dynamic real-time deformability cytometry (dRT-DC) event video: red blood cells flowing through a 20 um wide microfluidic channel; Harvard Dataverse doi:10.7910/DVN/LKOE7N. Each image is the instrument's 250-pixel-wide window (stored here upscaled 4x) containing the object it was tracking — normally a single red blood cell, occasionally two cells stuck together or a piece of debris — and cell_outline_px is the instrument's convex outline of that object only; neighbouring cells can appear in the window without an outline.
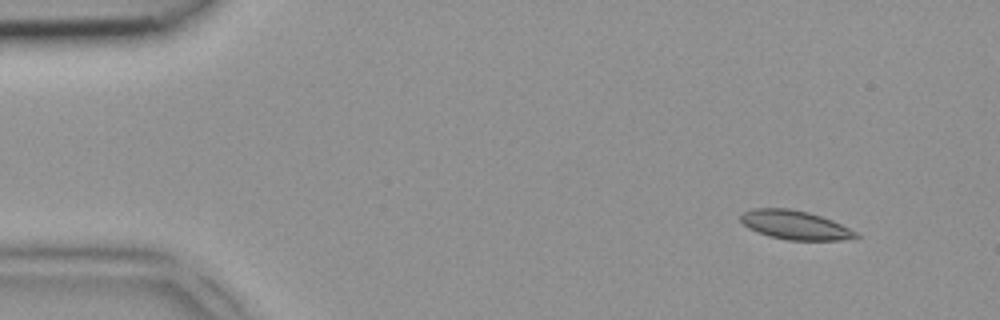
{"species": "common noctule bat (a hibernating species)", "species_latin": "Nyctalus noctula", "temperature_condition": "room temperature", "stored_images_in_passage": 4, "camera_frame_rate_fps": 3000, "um_per_image_px": 0.085, "animal": {"sex": "female", "body_mass_g": 18.4}, "frame": {"image": 1, "passage_image": 1, "time_ms": 0.0, "image_size_px": [1000, 320], "cell_outline_px": [[860, 236], [840, 240], [788, 240], [768, 236], [748, 228], [740, 220], [740, 216], [744, 212], [752, 208], [788, 208], [808, 212], [832, 220], [856, 232]], "centroid_in_image_um": [67.54, 19.12], "position_along_channel_um": 17.5, "area_um2": 19.25}}
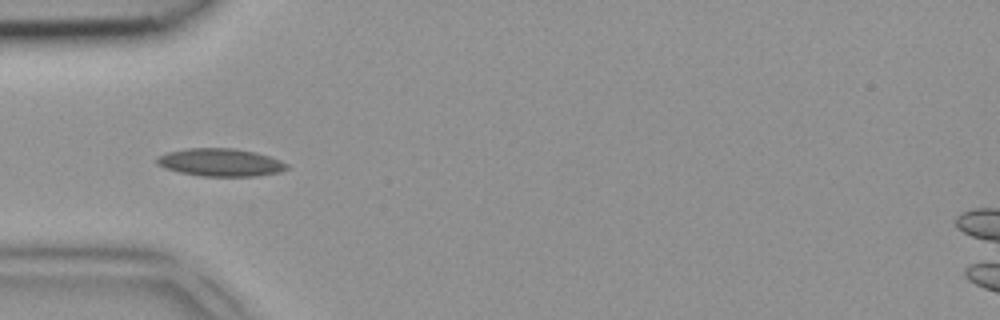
{"frame": {"image": 2, "passage_image": 4, "time_ms": 1.0, "image_size_px": [1000, 320], "cell_outline_px": [[288, 168], [280, 172], [256, 176], [200, 176], [180, 172], [164, 168], [156, 164], [156, 156], [168, 152], [188, 148], [232, 148], [256, 152], [280, 160], [288, 164]], "centroid_in_image_um": [18.72, 13.8], "position_along_channel_um": 66.3, "area_um2": 21.1}}